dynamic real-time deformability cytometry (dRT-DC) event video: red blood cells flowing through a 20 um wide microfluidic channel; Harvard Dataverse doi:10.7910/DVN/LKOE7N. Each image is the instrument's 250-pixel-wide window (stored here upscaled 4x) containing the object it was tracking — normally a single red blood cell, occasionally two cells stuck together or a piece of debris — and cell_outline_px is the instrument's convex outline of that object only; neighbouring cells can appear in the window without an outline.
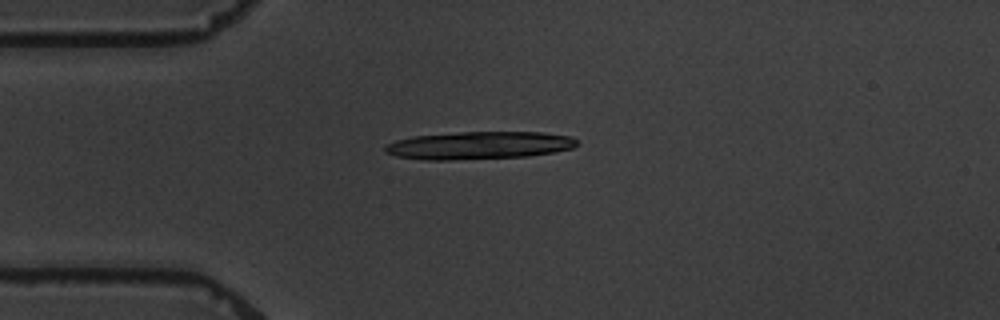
{"species": "common noctule bat (a hibernating species)", "species_latin": "Nyctalus noctula", "temperature_condition": "warm", "stored_images_in_passage": 8, "camera_frame_rate_fps": 3000, "um_per_image_px": 0.085, "animal": {"sex": "male", "body_mass_g": 19.5, "forearm_length_mm": 54.6}, "frame": {"image": 1, "passage_image": 5, "time_ms": 6.333, "image_size_px": [1000, 320], "cell_outline_px": [[580, 144], [572, 148], [552, 152], [528, 156], [448, 160], [424, 160], [396, 156], [384, 152], [384, 148], [388, 144], [396, 140], [412, 136], [460, 132], [544, 132], [572, 136]], "centroid_in_image_um": [40.72, 12.35], "position_along_channel_um": 44.3, "area_um2": 31.04}}